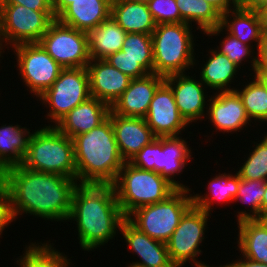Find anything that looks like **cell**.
<instances>
[{"label": "cell", "mask_w": 267, "mask_h": 267, "mask_svg": "<svg viewBox=\"0 0 267 267\" xmlns=\"http://www.w3.org/2000/svg\"><path fill=\"white\" fill-rule=\"evenodd\" d=\"M218 93V94H217ZM210 104L206 114L214 127L219 131L236 132L251 121L243 105L242 99L236 91L216 92L215 96L207 100Z\"/></svg>", "instance_id": "cell-19"}, {"label": "cell", "mask_w": 267, "mask_h": 267, "mask_svg": "<svg viewBox=\"0 0 267 267\" xmlns=\"http://www.w3.org/2000/svg\"><path fill=\"white\" fill-rule=\"evenodd\" d=\"M256 144L237 174L241 179L267 181V134Z\"/></svg>", "instance_id": "cell-35"}, {"label": "cell", "mask_w": 267, "mask_h": 267, "mask_svg": "<svg viewBox=\"0 0 267 267\" xmlns=\"http://www.w3.org/2000/svg\"><path fill=\"white\" fill-rule=\"evenodd\" d=\"M210 55L208 61L202 67L200 80L205 84V87L215 90L220 89V92L234 91V87L230 89L229 83L233 82L232 80L239 67L225 54L217 50H211Z\"/></svg>", "instance_id": "cell-28"}, {"label": "cell", "mask_w": 267, "mask_h": 267, "mask_svg": "<svg viewBox=\"0 0 267 267\" xmlns=\"http://www.w3.org/2000/svg\"><path fill=\"white\" fill-rule=\"evenodd\" d=\"M189 191L177 188L165 200L134 210L127 219L149 237L166 243L183 215L193 206Z\"/></svg>", "instance_id": "cell-7"}, {"label": "cell", "mask_w": 267, "mask_h": 267, "mask_svg": "<svg viewBox=\"0 0 267 267\" xmlns=\"http://www.w3.org/2000/svg\"><path fill=\"white\" fill-rule=\"evenodd\" d=\"M90 96L89 76L86 67L66 68L38 98L49 104L47 114L55 125L73 108L86 101Z\"/></svg>", "instance_id": "cell-10"}, {"label": "cell", "mask_w": 267, "mask_h": 267, "mask_svg": "<svg viewBox=\"0 0 267 267\" xmlns=\"http://www.w3.org/2000/svg\"><path fill=\"white\" fill-rule=\"evenodd\" d=\"M131 251L140 257L141 261L130 265L143 267H175L169 257L166 243L149 237L135 227L127 218L119 230Z\"/></svg>", "instance_id": "cell-20"}, {"label": "cell", "mask_w": 267, "mask_h": 267, "mask_svg": "<svg viewBox=\"0 0 267 267\" xmlns=\"http://www.w3.org/2000/svg\"><path fill=\"white\" fill-rule=\"evenodd\" d=\"M111 16L127 33L151 35L156 27L147 4L112 0Z\"/></svg>", "instance_id": "cell-24"}, {"label": "cell", "mask_w": 267, "mask_h": 267, "mask_svg": "<svg viewBox=\"0 0 267 267\" xmlns=\"http://www.w3.org/2000/svg\"><path fill=\"white\" fill-rule=\"evenodd\" d=\"M266 181L241 179L240 185L235 197V202L240 201L242 204L250 205L249 212H237V221L245 219H257L262 214V199L265 193ZM252 213V214H251Z\"/></svg>", "instance_id": "cell-32"}, {"label": "cell", "mask_w": 267, "mask_h": 267, "mask_svg": "<svg viewBox=\"0 0 267 267\" xmlns=\"http://www.w3.org/2000/svg\"><path fill=\"white\" fill-rule=\"evenodd\" d=\"M54 19L53 11H35L18 4H0L2 41L12 46L39 42Z\"/></svg>", "instance_id": "cell-8"}, {"label": "cell", "mask_w": 267, "mask_h": 267, "mask_svg": "<svg viewBox=\"0 0 267 267\" xmlns=\"http://www.w3.org/2000/svg\"><path fill=\"white\" fill-rule=\"evenodd\" d=\"M0 4H18L35 11H53L51 0H0Z\"/></svg>", "instance_id": "cell-42"}, {"label": "cell", "mask_w": 267, "mask_h": 267, "mask_svg": "<svg viewBox=\"0 0 267 267\" xmlns=\"http://www.w3.org/2000/svg\"><path fill=\"white\" fill-rule=\"evenodd\" d=\"M147 6L156 25L184 22L175 0H149Z\"/></svg>", "instance_id": "cell-36"}, {"label": "cell", "mask_w": 267, "mask_h": 267, "mask_svg": "<svg viewBox=\"0 0 267 267\" xmlns=\"http://www.w3.org/2000/svg\"><path fill=\"white\" fill-rule=\"evenodd\" d=\"M184 23L196 22L204 33L221 25L222 15L204 0H175Z\"/></svg>", "instance_id": "cell-30"}, {"label": "cell", "mask_w": 267, "mask_h": 267, "mask_svg": "<svg viewBox=\"0 0 267 267\" xmlns=\"http://www.w3.org/2000/svg\"><path fill=\"white\" fill-rule=\"evenodd\" d=\"M238 247L244 258L267 264V229L258 219L238 223Z\"/></svg>", "instance_id": "cell-27"}, {"label": "cell", "mask_w": 267, "mask_h": 267, "mask_svg": "<svg viewBox=\"0 0 267 267\" xmlns=\"http://www.w3.org/2000/svg\"><path fill=\"white\" fill-rule=\"evenodd\" d=\"M266 89L267 92V75L255 74L253 75Z\"/></svg>", "instance_id": "cell-47"}, {"label": "cell", "mask_w": 267, "mask_h": 267, "mask_svg": "<svg viewBox=\"0 0 267 267\" xmlns=\"http://www.w3.org/2000/svg\"><path fill=\"white\" fill-rule=\"evenodd\" d=\"M257 56H251V66L254 74L267 75V35H263L262 41L257 49Z\"/></svg>", "instance_id": "cell-40"}, {"label": "cell", "mask_w": 267, "mask_h": 267, "mask_svg": "<svg viewBox=\"0 0 267 267\" xmlns=\"http://www.w3.org/2000/svg\"><path fill=\"white\" fill-rule=\"evenodd\" d=\"M207 267H211V266H207ZM212 267H213V266H212ZM219 267H227V266H226V265H223V266L220 265Z\"/></svg>", "instance_id": "cell-54"}, {"label": "cell", "mask_w": 267, "mask_h": 267, "mask_svg": "<svg viewBox=\"0 0 267 267\" xmlns=\"http://www.w3.org/2000/svg\"><path fill=\"white\" fill-rule=\"evenodd\" d=\"M23 167L76 179L73 139L55 126H45L31 134Z\"/></svg>", "instance_id": "cell-4"}, {"label": "cell", "mask_w": 267, "mask_h": 267, "mask_svg": "<svg viewBox=\"0 0 267 267\" xmlns=\"http://www.w3.org/2000/svg\"><path fill=\"white\" fill-rule=\"evenodd\" d=\"M110 111L109 104L97 98L89 97L68 112L54 126L61 133L73 139L75 136L89 132L103 123L109 117Z\"/></svg>", "instance_id": "cell-21"}, {"label": "cell", "mask_w": 267, "mask_h": 267, "mask_svg": "<svg viewBox=\"0 0 267 267\" xmlns=\"http://www.w3.org/2000/svg\"><path fill=\"white\" fill-rule=\"evenodd\" d=\"M74 0H52L53 13L57 18Z\"/></svg>", "instance_id": "cell-46"}, {"label": "cell", "mask_w": 267, "mask_h": 267, "mask_svg": "<svg viewBox=\"0 0 267 267\" xmlns=\"http://www.w3.org/2000/svg\"><path fill=\"white\" fill-rule=\"evenodd\" d=\"M248 2H267V0H245Z\"/></svg>", "instance_id": "cell-52"}, {"label": "cell", "mask_w": 267, "mask_h": 267, "mask_svg": "<svg viewBox=\"0 0 267 267\" xmlns=\"http://www.w3.org/2000/svg\"><path fill=\"white\" fill-rule=\"evenodd\" d=\"M227 267H267V264L261 262H255L248 258L243 260H237L233 263L226 264Z\"/></svg>", "instance_id": "cell-45"}, {"label": "cell", "mask_w": 267, "mask_h": 267, "mask_svg": "<svg viewBox=\"0 0 267 267\" xmlns=\"http://www.w3.org/2000/svg\"><path fill=\"white\" fill-rule=\"evenodd\" d=\"M86 69L89 76L90 96L110 106L128 88L132 79L104 59L91 60Z\"/></svg>", "instance_id": "cell-16"}, {"label": "cell", "mask_w": 267, "mask_h": 267, "mask_svg": "<svg viewBox=\"0 0 267 267\" xmlns=\"http://www.w3.org/2000/svg\"><path fill=\"white\" fill-rule=\"evenodd\" d=\"M257 10L263 35H267V2H250Z\"/></svg>", "instance_id": "cell-44"}, {"label": "cell", "mask_w": 267, "mask_h": 267, "mask_svg": "<svg viewBox=\"0 0 267 267\" xmlns=\"http://www.w3.org/2000/svg\"><path fill=\"white\" fill-rule=\"evenodd\" d=\"M165 82L171 87L178 111L188 124L205 115V84L201 80L180 73L165 77Z\"/></svg>", "instance_id": "cell-18"}, {"label": "cell", "mask_w": 267, "mask_h": 267, "mask_svg": "<svg viewBox=\"0 0 267 267\" xmlns=\"http://www.w3.org/2000/svg\"><path fill=\"white\" fill-rule=\"evenodd\" d=\"M223 29L246 45H251L250 43L253 41L256 42L257 45H254L256 48L259 47L263 38L258 12L250 2L245 0L237 8L222 14L220 26L209 29L204 34L217 36Z\"/></svg>", "instance_id": "cell-15"}, {"label": "cell", "mask_w": 267, "mask_h": 267, "mask_svg": "<svg viewBox=\"0 0 267 267\" xmlns=\"http://www.w3.org/2000/svg\"><path fill=\"white\" fill-rule=\"evenodd\" d=\"M112 185L126 218L140 207L165 200L177 189L159 173L139 169L129 162L123 164Z\"/></svg>", "instance_id": "cell-5"}, {"label": "cell", "mask_w": 267, "mask_h": 267, "mask_svg": "<svg viewBox=\"0 0 267 267\" xmlns=\"http://www.w3.org/2000/svg\"><path fill=\"white\" fill-rule=\"evenodd\" d=\"M114 136L121 157L129 162L144 146L157 137L142 117H125L110 111Z\"/></svg>", "instance_id": "cell-17"}, {"label": "cell", "mask_w": 267, "mask_h": 267, "mask_svg": "<svg viewBox=\"0 0 267 267\" xmlns=\"http://www.w3.org/2000/svg\"><path fill=\"white\" fill-rule=\"evenodd\" d=\"M39 43L64 69L87 67L91 61L87 32L65 25L57 18L51 22Z\"/></svg>", "instance_id": "cell-9"}, {"label": "cell", "mask_w": 267, "mask_h": 267, "mask_svg": "<svg viewBox=\"0 0 267 267\" xmlns=\"http://www.w3.org/2000/svg\"><path fill=\"white\" fill-rule=\"evenodd\" d=\"M90 59H105L120 51L127 32L110 16L88 33Z\"/></svg>", "instance_id": "cell-25"}, {"label": "cell", "mask_w": 267, "mask_h": 267, "mask_svg": "<svg viewBox=\"0 0 267 267\" xmlns=\"http://www.w3.org/2000/svg\"><path fill=\"white\" fill-rule=\"evenodd\" d=\"M126 1H131V2H136V3H144L147 4L149 0H126Z\"/></svg>", "instance_id": "cell-50"}, {"label": "cell", "mask_w": 267, "mask_h": 267, "mask_svg": "<svg viewBox=\"0 0 267 267\" xmlns=\"http://www.w3.org/2000/svg\"><path fill=\"white\" fill-rule=\"evenodd\" d=\"M104 60L132 79L142 78L149 74L136 60L128 57L122 50L109 55Z\"/></svg>", "instance_id": "cell-37"}, {"label": "cell", "mask_w": 267, "mask_h": 267, "mask_svg": "<svg viewBox=\"0 0 267 267\" xmlns=\"http://www.w3.org/2000/svg\"><path fill=\"white\" fill-rule=\"evenodd\" d=\"M111 4L112 0H74L57 19L88 33L111 16Z\"/></svg>", "instance_id": "cell-23"}, {"label": "cell", "mask_w": 267, "mask_h": 267, "mask_svg": "<svg viewBox=\"0 0 267 267\" xmlns=\"http://www.w3.org/2000/svg\"><path fill=\"white\" fill-rule=\"evenodd\" d=\"M257 219H258V220L264 225V227L267 229V213H263V214H261Z\"/></svg>", "instance_id": "cell-49"}, {"label": "cell", "mask_w": 267, "mask_h": 267, "mask_svg": "<svg viewBox=\"0 0 267 267\" xmlns=\"http://www.w3.org/2000/svg\"><path fill=\"white\" fill-rule=\"evenodd\" d=\"M144 119L156 137L178 136L188 125L178 111L171 87L165 81L157 88Z\"/></svg>", "instance_id": "cell-13"}, {"label": "cell", "mask_w": 267, "mask_h": 267, "mask_svg": "<svg viewBox=\"0 0 267 267\" xmlns=\"http://www.w3.org/2000/svg\"><path fill=\"white\" fill-rule=\"evenodd\" d=\"M32 133L19 125L1 126L0 128V173L4 170L21 165L27 153Z\"/></svg>", "instance_id": "cell-26"}, {"label": "cell", "mask_w": 267, "mask_h": 267, "mask_svg": "<svg viewBox=\"0 0 267 267\" xmlns=\"http://www.w3.org/2000/svg\"><path fill=\"white\" fill-rule=\"evenodd\" d=\"M73 143L76 180L95 184H112L116 180L125 161L110 117L91 131L75 136Z\"/></svg>", "instance_id": "cell-3"}, {"label": "cell", "mask_w": 267, "mask_h": 267, "mask_svg": "<svg viewBox=\"0 0 267 267\" xmlns=\"http://www.w3.org/2000/svg\"><path fill=\"white\" fill-rule=\"evenodd\" d=\"M69 219L77 222L82 249L92 251L114 238L126 216L112 184L79 183L73 193Z\"/></svg>", "instance_id": "cell-2"}, {"label": "cell", "mask_w": 267, "mask_h": 267, "mask_svg": "<svg viewBox=\"0 0 267 267\" xmlns=\"http://www.w3.org/2000/svg\"><path fill=\"white\" fill-rule=\"evenodd\" d=\"M254 80L242 88L234 89L242 99L249 119L267 122V92L265 87L254 77Z\"/></svg>", "instance_id": "cell-33"}, {"label": "cell", "mask_w": 267, "mask_h": 267, "mask_svg": "<svg viewBox=\"0 0 267 267\" xmlns=\"http://www.w3.org/2000/svg\"><path fill=\"white\" fill-rule=\"evenodd\" d=\"M228 35L224 38L221 42V50L217 46V51L222 54H225L232 62H234L239 68L242 61L249 56L253 50L251 47L253 45H246L238 40L236 37L232 36L231 34L227 33Z\"/></svg>", "instance_id": "cell-38"}, {"label": "cell", "mask_w": 267, "mask_h": 267, "mask_svg": "<svg viewBox=\"0 0 267 267\" xmlns=\"http://www.w3.org/2000/svg\"><path fill=\"white\" fill-rule=\"evenodd\" d=\"M13 220L7 194L0 188V235Z\"/></svg>", "instance_id": "cell-41"}, {"label": "cell", "mask_w": 267, "mask_h": 267, "mask_svg": "<svg viewBox=\"0 0 267 267\" xmlns=\"http://www.w3.org/2000/svg\"><path fill=\"white\" fill-rule=\"evenodd\" d=\"M136 60L149 74L153 73L152 36L143 33H127L121 49Z\"/></svg>", "instance_id": "cell-34"}, {"label": "cell", "mask_w": 267, "mask_h": 267, "mask_svg": "<svg viewBox=\"0 0 267 267\" xmlns=\"http://www.w3.org/2000/svg\"><path fill=\"white\" fill-rule=\"evenodd\" d=\"M240 180L241 178L237 173L235 175L225 173L218 176L216 175V177L210 180L209 184H207L209 185V195H211L212 199L208 194L205 196L199 194L193 195V206L204 210L209 214L211 213V206L214 201L217 200L218 202L223 201L226 203H228L227 201H234L240 185Z\"/></svg>", "instance_id": "cell-29"}, {"label": "cell", "mask_w": 267, "mask_h": 267, "mask_svg": "<svg viewBox=\"0 0 267 267\" xmlns=\"http://www.w3.org/2000/svg\"><path fill=\"white\" fill-rule=\"evenodd\" d=\"M158 158V137L154 139L150 144L144 146L136 155L129 161L133 166L154 171V164H157Z\"/></svg>", "instance_id": "cell-39"}, {"label": "cell", "mask_w": 267, "mask_h": 267, "mask_svg": "<svg viewBox=\"0 0 267 267\" xmlns=\"http://www.w3.org/2000/svg\"><path fill=\"white\" fill-rule=\"evenodd\" d=\"M128 267H143V266H137V265H128Z\"/></svg>", "instance_id": "cell-53"}, {"label": "cell", "mask_w": 267, "mask_h": 267, "mask_svg": "<svg viewBox=\"0 0 267 267\" xmlns=\"http://www.w3.org/2000/svg\"><path fill=\"white\" fill-rule=\"evenodd\" d=\"M19 71L25 85L39 97L52 86L62 68L39 42L13 46Z\"/></svg>", "instance_id": "cell-12"}, {"label": "cell", "mask_w": 267, "mask_h": 267, "mask_svg": "<svg viewBox=\"0 0 267 267\" xmlns=\"http://www.w3.org/2000/svg\"><path fill=\"white\" fill-rule=\"evenodd\" d=\"M3 41H2V37H1V31H0V56H1V50L4 49V47L2 46Z\"/></svg>", "instance_id": "cell-51"}, {"label": "cell", "mask_w": 267, "mask_h": 267, "mask_svg": "<svg viewBox=\"0 0 267 267\" xmlns=\"http://www.w3.org/2000/svg\"><path fill=\"white\" fill-rule=\"evenodd\" d=\"M211 4L221 15L233 7L237 8L244 0H204ZM232 1V2H231ZM230 4H233L232 7Z\"/></svg>", "instance_id": "cell-43"}, {"label": "cell", "mask_w": 267, "mask_h": 267, "mask_svg": "<svg viewBox=\"0 0 267 267\" xmlns=\"http://www.w3.org/2000/svg\"><path fill=\"white\" fill-rule=\"evenodd\" d=\"M267 213V181L265 183V193L262 199V214Z\"/></svg>", "instance_id": "cell-48"}, {"label": "cell", "mask_w": 267, "mask_h": 267, "mask_svg": "<svg viewBox=\"0 0 267 267\" xmlns=\"http://www.w3.org/2000/svg\"><path fill=\"white\" fill-rule=\"evenodd\" d=\"M187 142L178 136L158 137V158L154 164V171L165 177L176 188L189 187L174 180L178 173L184 169L186 162L191 159V150L188 149Z\"/></svg>", "instance_id": "cell-22"}, {"label": "cell", "mask_w": 267, "mask_h": 267, "mask_svg": "<svg viewBox=\"0 0 267 267\" xmlns=\"http://www.w3.org/2000/svg\"><path fill=\"white\" fill-rule=\"evenodd\" d=\"M77 182L22 165L10 167L0 175V188L7 194L14 220L24 212L51 221L68 220Z\"/></svg>", "instance_id": "cell-1"}, {"label": "cell", "mask_w": 267, "mask_h": 267, "mask_svg": "<svg viewBox=\"0 0 267 267\" xmlns=\"http://www.w3.org/2000/svg\"><path fill=\"white\" fill-rule=\"evenodd\" d=\"M210 214L192 206L181 218L179 225L166 242L169 257L175 267H182L186 261H193L195 267H207L197 261L200 255V243L204 239L205 227Z\"/></svg>", "instance_id": "cell-11"}, {"label": "cell", "mask_w": 267, "mask_h": 267, "mask_svg": "<svg viewBox=\"0 0 267 267\" xmlns=\"http://www.w3.org/2000/svg\"><path fill=\"white\" fill-rule=\"evenodd\" d=\"M38 244V245H37ZM36 245L32 242L17 263L20 267H67L70 259L48 243ZM56 250V251H55Z\"/></svg>", "instance_id": "cell-31"}, {"label": "cell", "mask_w": 267, "mask_h": 267, "mask_svg": "<svg viewBox=\"0 0 267 267\" xmlns=\"http://www.w3.org/2000/svg\"><path fill=\"white\" fill-rule=\"evenodd\" d=\"M164 81L165 77L155 73L131 79L128 88L110 106L111 112L125 117L144 118L157 88Z\"/></svg>", "instance_id": "cell-14"}, {"label": "cell", "mask_w": 267, "mask_h": 267, "mask_svg": "<svg viewBox=\"0 0 267 267\" xmlns=\"http://www.w3.org/2000/svg\"><path fill=\"white\" fill-rule=\"evenodd\" d=\"M190 24L156 25L152 36L153 73L163 77L185 73L195 65L194 41Z\"/></svg>", "instance_id": "cell-6"}]
</instances>
